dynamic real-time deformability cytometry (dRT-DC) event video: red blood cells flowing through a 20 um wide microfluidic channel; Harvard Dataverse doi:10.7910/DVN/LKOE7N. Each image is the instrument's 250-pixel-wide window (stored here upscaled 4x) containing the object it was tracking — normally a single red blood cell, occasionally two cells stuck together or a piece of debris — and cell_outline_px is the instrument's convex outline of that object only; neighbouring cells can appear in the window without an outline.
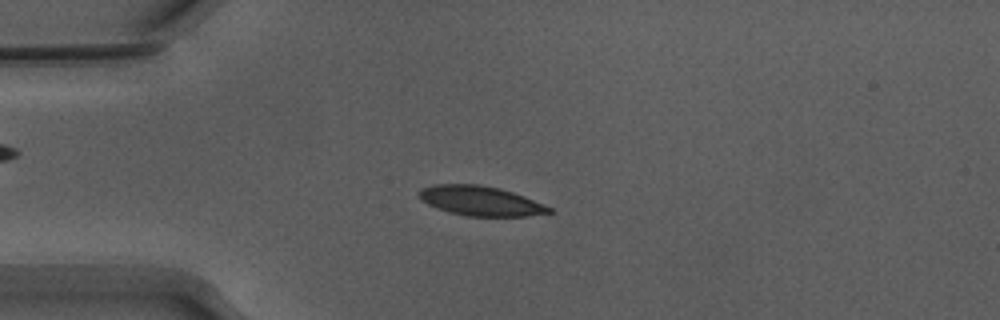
{"species": "Egyptian fruit bat (a non-hibernating species)", "species_latin": "Rousettus aegyptiacus", "temperature_condition": "warm", "stored_images_in_passage": 53, "camera_frame_rate_fps": 3000, "um_per_image_px": 0.085, "animal": {"sex": "male"}, "frame": {"image": 1, "passage_image": 13, "time_ms": 4.0, "image_size_px": [1000, 320], "cell_outline_px": [[552, 212], [524, 216], [468, 216], [448, 212], [428, 204], [420, 200], [416, 192], [420, 188], [432, 184], [480, 184], [500, 188], [524, 196], [552, 208]], "centroid_in_image_um": [40.77, 17.06], "position_along_channel_um": 44.2, "area_um2": 22.54}}
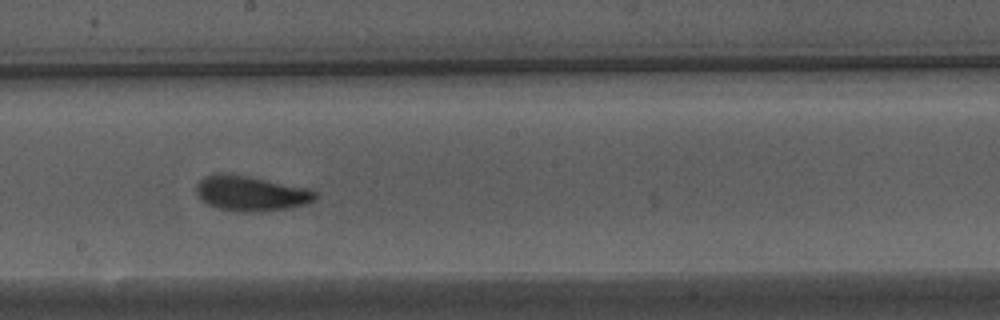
{"frame": {"image": 2, "passage_image": 29, "time_ms": 9.333, "image_size_px": [1000, 320], "cell_outline_px": [[316, 200], [304, 204], [288, 208], [248, 212], [236, 212], [216, 208], [200, 200], [196, 192], [196, 184], [204, 176], [220, 172], [248, 176], [308, 188], [316, 192]], "centroid_in_image_um": [21.27, 16.43], "position_along_channel_um": 226.9, "area_um2": 24.39}}
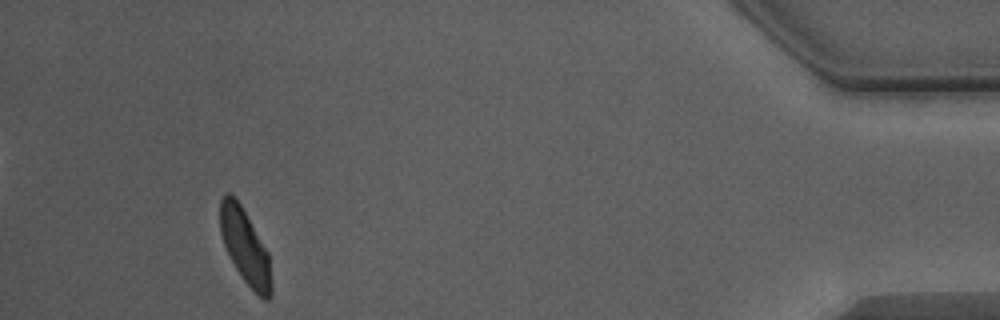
{"frame": {"image": 3, "passage_image": 49, "time_ms": 16.0, "image_size_px": [1000, 320], "cell_outline_px": [[272, 296], [268, 300], [264, 300], [244, 280], [236, 268], [224, 244], [220, 232], [220, 200], [228, 192], [240, 204], [268, 252], [272, 284]], "centroid_in_image_um": [20.85, 20.99], "position_along_channel_um": 414.4, "area_um2": 21.73}, "authors_computed_cell_mechanics": {"area_um2": 22.7154, "velocity_mm_per_s": 3.8395, "shape_relaxation_time_tau1_ms": 2.7409, "shape_relaxation_time_tau2_ms": 1.8675, "deformation_change_tau1": 0.1344, "deformation_change_tau2": 0.077}}